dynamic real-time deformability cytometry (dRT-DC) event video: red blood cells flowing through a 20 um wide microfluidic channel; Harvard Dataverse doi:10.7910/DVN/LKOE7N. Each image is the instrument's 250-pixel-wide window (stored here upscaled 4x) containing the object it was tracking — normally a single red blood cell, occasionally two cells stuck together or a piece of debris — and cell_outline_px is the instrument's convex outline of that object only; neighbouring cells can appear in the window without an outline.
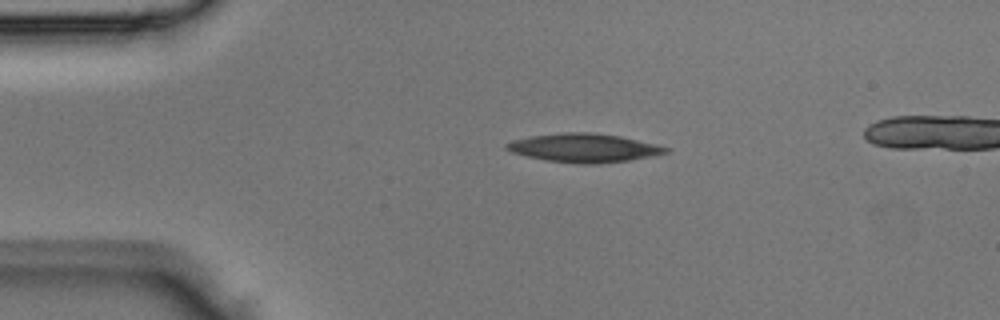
{"species": "Egyptian fruit bat (a non-hibernating species)", "species_latin": "Rousettus aegyptiacus", "temperature_condition": "room temperature", "stored_images_in_passage": 4, "camera_frame_rate_fps": 3000, "um_per_image_px": 0.085, "animal": {"sex": "male"}, "frame": {"image": 1, "passage_image": 1, "time_ms": 0.0, "image_size_px": [1000, 320], "cell_outline_px": [[672, 148], [668, 152], [656, 156], [628, 160], [596, 164], [580, 164], [548, 160], [528, 156], [512, 152], [504, 148], [504, 144], [512, 140], [528, 136], [564, 132], [588, 132], [620, 136], [656, 144]], "centroid_in_image_um": [49.66, 12.56], "position_along_channel_um": 35.3, "area_um2": 26.65}}
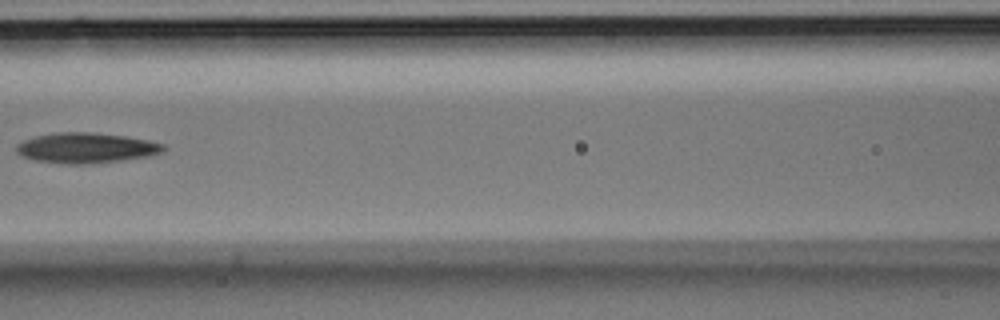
{"frame": {"image": 2, "passage_image": 4, "time_ms": 1.0, "image_size_px": [1000, 320], "cell_outline_px": [[168, 148], [164, 152], [148, 156], [124, 160], [84, 164], [68, 164], [36, 160], [20, 156], [16, 152], [16, 144], [24, 140], [36, 136], [56, 132], [92, 132], [124, 136], [148, 140], [164, 144]], "centroid_in_image_um": [7.34, 12.57], "position_along_channel_um": 159.3, "area_um2": 26.07}}